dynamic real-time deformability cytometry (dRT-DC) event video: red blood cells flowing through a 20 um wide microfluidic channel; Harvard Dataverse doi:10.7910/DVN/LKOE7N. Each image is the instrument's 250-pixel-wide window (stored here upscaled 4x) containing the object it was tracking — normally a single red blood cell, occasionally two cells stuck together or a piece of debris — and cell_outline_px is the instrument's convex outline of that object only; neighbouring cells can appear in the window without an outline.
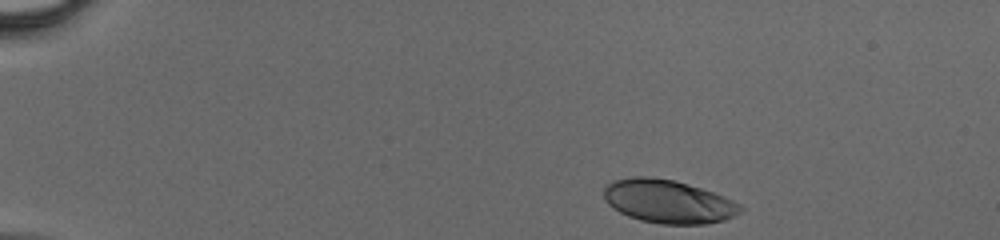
{"species": "human", "species_latin": "Homo sapiens", "temperature_condition": "cold", "stored_images_in_passage": 39, "camera_frame_rate_fps": 3000, "um_per_image_px": 0.085, "donor": {"sex": "male"}, "frame": {"image": 1, "passage_image": 1, "time_ms": 0.0, "image_size_px": [1000, 240], "cell_outline_px": [[744, 208], [740, 212], [724, 220], [704, 224], [660, 224], [640, 220], [628, 216], [620, 212], [608, 204], [604, 196], [604, 188], [612, 180], [632, 176], [652, 176], [672, 180], [688, 184], [724, 196], [740, 204]], "centroid_in_image_um": [56.78, 17.12], "position_along_channel_um": 28.2, "area_um2": 34.45}}
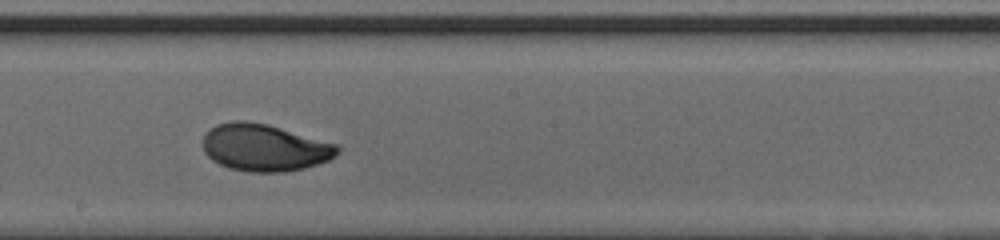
{"frame": {"image": 2, "passage_image": 21, "time_ms": 6.667, "image_size_px": [1000, 240], "cell_outline_px": [[340, 152], [336, 156], [328, 160], [304, 168], [284, 172], [252, 172], [228, 168], [212, 160], [204, 152], [204, 132], [208, 128], [216, 124], [232, 120], [244, 120], [268, 124], [340, 144]], "centroid_in_image_um": [22.5, 12.53], "position_along_channel_um": 225.7, "area_um2": 37.4}}
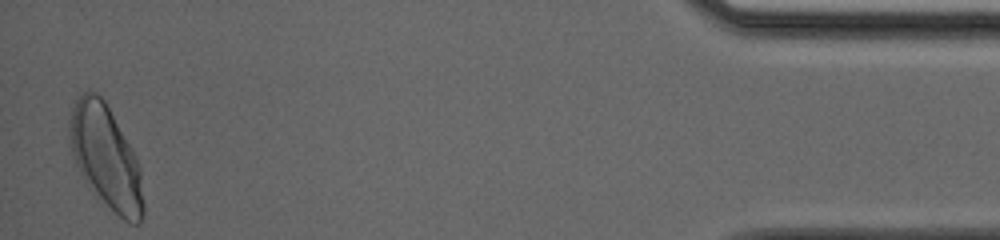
{"frame": {"image": 3, "passage_image": 39, "time_ms": 12.667, "image_size_px": [1000, 240], "cell_outline_px": [[144, 216], [140, 224], [128, 224], [92, 192], [88, 188], [72, 156], [68, 144], [68, 120], [76, 96], [88, 88], [96, 92], [104, 100], [132, 148], [136, 156], [140, 168], [144, 204]], "centroid_in_image_um": [8.97, 13.35], "position_along_channel_um": 426.2, "area_um2": 45.08}}